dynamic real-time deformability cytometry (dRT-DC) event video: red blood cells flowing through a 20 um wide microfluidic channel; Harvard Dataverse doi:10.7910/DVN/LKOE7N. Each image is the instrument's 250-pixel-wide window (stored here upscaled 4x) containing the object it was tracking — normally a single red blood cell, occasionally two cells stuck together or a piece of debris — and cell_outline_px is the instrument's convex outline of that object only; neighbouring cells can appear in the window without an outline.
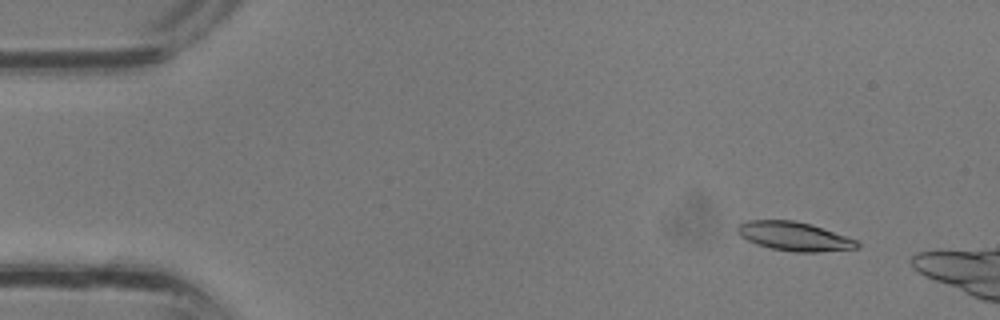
{"species": "common noctule bat (a hibernating species)", "species_latin": "Nyctalus noctula", "temperature_condition": "room temperature", "stored_images_in_passage": 4, "camera_frame_rate_fps": 3000, "um_per_image_px": 0.085, "animal": {"sex": "male", "body_mass_g": 13.3}, "frame": {"image": 1, "passage_image": 1, "time_ms": 0.0, "image_size_px": [1000, 320], "cell_outline_px": [[860, 248], [816, 252], [796, 252], [772, 248], [756, 244], [740, 236], [736, 232], [736, 228], [740, 224], [748, 220], [792, 220], [812, 224], [860, 240]], "centroid_in_image_um": [67.57, 20.08], "position_along_channel_um": 17.4, "area_um2": 20.35}}